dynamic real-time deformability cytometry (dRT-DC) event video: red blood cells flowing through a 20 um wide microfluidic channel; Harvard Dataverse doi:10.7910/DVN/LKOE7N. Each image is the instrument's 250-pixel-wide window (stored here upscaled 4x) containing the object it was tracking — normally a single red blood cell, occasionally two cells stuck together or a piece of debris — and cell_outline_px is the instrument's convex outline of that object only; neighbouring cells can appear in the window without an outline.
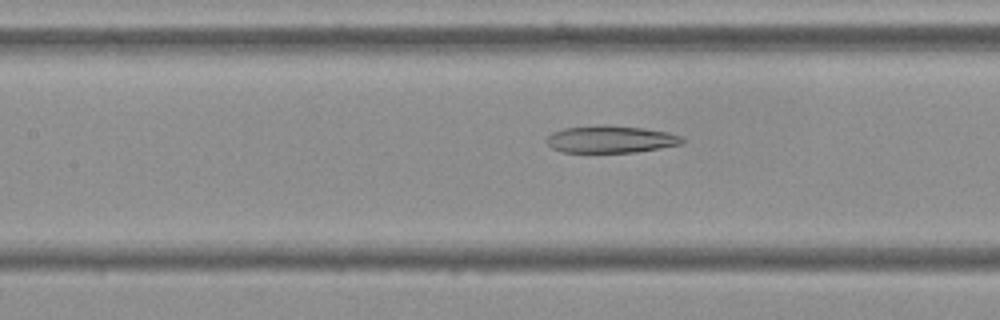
{"species": "Egyptian fruit bat (a non-hibernating species)", "species_latin": "Rousettus aegyptiacus", "temperature_condition": "cold", "stored_images_in_passage": 55, "camera_frame_rate_fps": 3000, "um_per_image_px": 0.085, "frame": {"image": 1, "passage_image": 24, "time_ms": 7.667, "image_size_px": [1000, 320], "cell_outline_px": [[684, 144], [636, 152], [560, 152], [552, 148], [544, 140], [552, 132], [564, 128], [604, 124], [608, 124], [644, 128], [668, 132], [680, 136], [684, 140]], "centroid_in_image_um": [51.9, 11.83], "position_along_channel_um": 155.5, "area_um2": 21.73}}
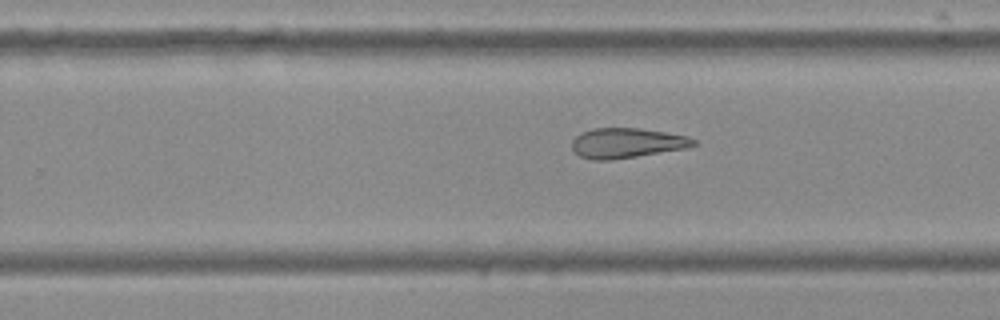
{"frame": {"image": 2, "passage_image": 34, "time_ms": 11.0, "image_size_px": [1000, 320], "cell_outline_px": [[696, 144], [688, 148], [612, 160], [592, 160], [580, 156], [572, 148], [572, 140], [580, 132], [592, 128], [640, 128], [688, 136], [696, 140]], "centroid_in_image_um": [53.27, 12.15], "position_along_channel_um": 276.5, "area_um2": 21.33}}
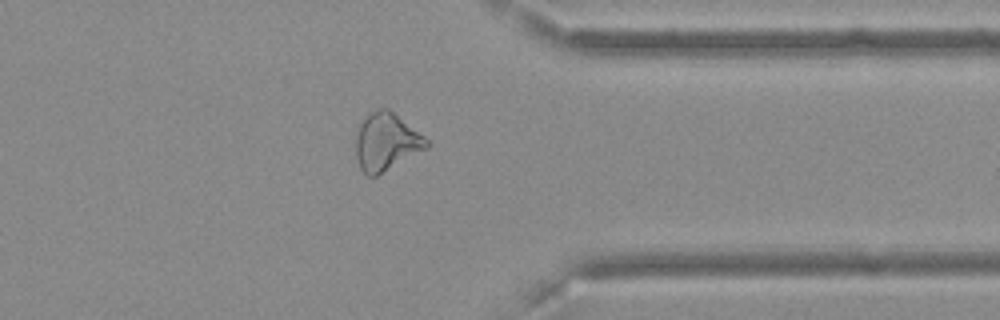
{"frame": {"image": 3, "passage_image": 43, "time_ms": 14.0, "image_size_px": [1000, 320], "cell_outline_px": [[428, 148], [376, 176], [368, 176], [360, 168], [356, 156], [352, 136], [368, 112], [380, 108], [388, 108], [424, 136], [428, 140]], "centroid_in_image_um": [32.77, 12.05], "position_along_channel_um": 378.6, "area_um2": 24.04}, "authors_computed_cell_mechanics": {"area_um2": 25.3164, "velocity_mm_per_s": 3.6428, "shape_relaxation_time_tau1_ms": null, "shape_relaxation_time_tau2_ms": 9.0981, "deformation_change_tau1": null, "deformation_change_tau2": 0.2344}}